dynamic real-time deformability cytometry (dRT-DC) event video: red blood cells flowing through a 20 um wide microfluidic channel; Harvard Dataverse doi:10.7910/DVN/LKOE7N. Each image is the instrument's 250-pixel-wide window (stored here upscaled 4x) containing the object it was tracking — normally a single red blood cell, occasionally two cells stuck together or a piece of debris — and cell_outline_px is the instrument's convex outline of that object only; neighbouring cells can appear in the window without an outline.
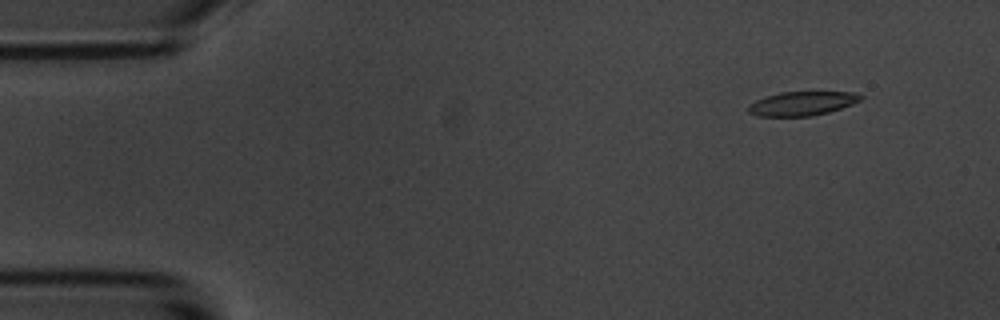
{"species": "common noctule bat (a hibernating species)", "species_latin": "Nyctalus noctula", "temperature_condition": "room temperature", "stored_images_in_passage": 55, "camera_frame_rate_fps": 3000, "um_per_image_px": 0.085, "animal": {"sex": "male", "body_mass_g": 20.1, "forearm_length_mm": 53.5}, "frame": {"image": 1, "passage_image": 5, "time_ms": 1.333, "image_size_px": [1000, 320], "cell_outline_px": [[864, 96], [860, 100], [852, 104], [828, 112], [812, 116], [756, 116], [748, 112], [748, 104], [756, 100], [780, 92], [852, 92]], "centroid_in_image_um": [68.15, 8.8], "position_along_channel_um": 16.8, "area_um2": 15.61}}
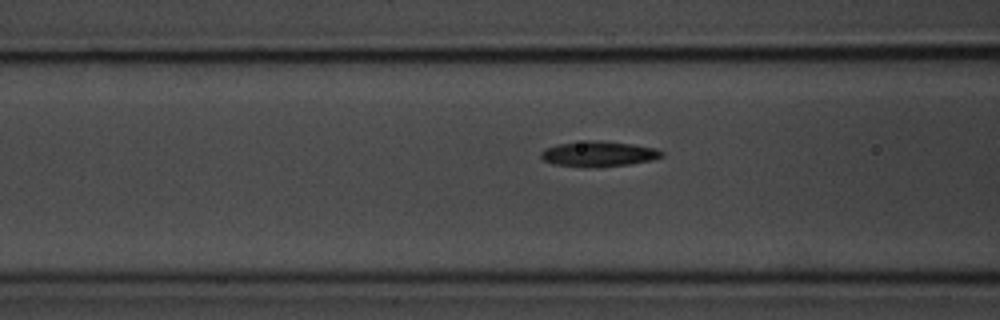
{"frame": {"image": 2, "passage_image": 21, "time_ms": 6.667, "image_size_px": [1000, 320], "cell_outline_px": [[664, 156], [652, 160], [632, 164], [600, 168], [584, 168], [552, 164], [544, 160], [540, 156], [540, 152], [544, 148], [560, 144], [588, 140], [596, 140], [632, 144], [656, 148], [664, 152]], "centroid_in_image_um": [50.88, 13.1], "position_along_channel_um": 115.7, "area_um2": 18.26}}
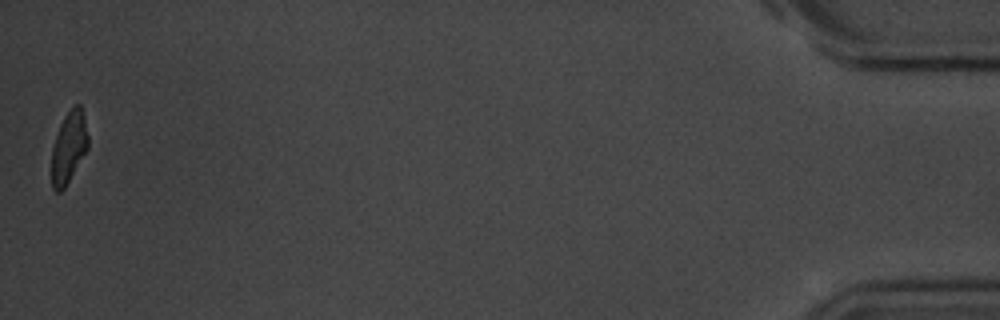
{"frame": {"image": 3, "passage_image": 55, "time_ms": 18.0, "image_size_px": [1000, 320], "cell_outline_px": [[88, 148], [64, 188], [60, 192], [56, 192], [52, 188], [52, 148], [60, 124], [64, 116], [76, 104], [80, 104], [84, 116], [88, 136]], "centroid_in_image_um": [5.85, 12.52], "position_along_channel_um": 429.4, "area_um2": 14.97}, "authors_computed_cell_mechanics": {"area_um2": 16.9354, "velocity_mm_per_s": 3.6065, "shape_relaxation_time_tau1_ms": 4.812, "shape_relaxation_time_tau2_ms": 4.8434, "deformation_change_tau1": 0.1788, "deformation_change_tau2": 0.1264}}